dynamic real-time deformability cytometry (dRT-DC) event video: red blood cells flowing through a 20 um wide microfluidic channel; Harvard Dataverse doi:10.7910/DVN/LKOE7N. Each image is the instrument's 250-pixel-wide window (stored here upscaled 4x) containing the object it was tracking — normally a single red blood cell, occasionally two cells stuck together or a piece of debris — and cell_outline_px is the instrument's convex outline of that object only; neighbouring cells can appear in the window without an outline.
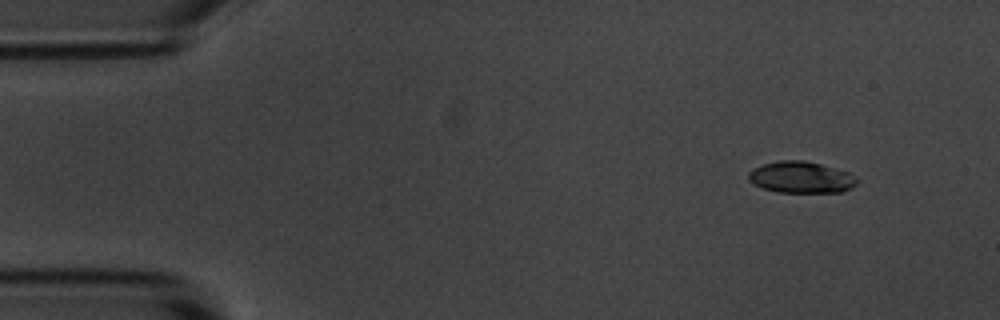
{"species": "common noctule bat (a hibernating species)", "species_latin": "Nyctalus noctula", "temperature_condition": "room temperature", "stored_images_in_passage": 10, "camera_frame_rate_fps": 3000, "um_per_image_px": 0.085, "animal": {"sex": "male", "body_mass_g": 20.1, "forearm_length_mm": 53.5}, "frame": {"image": 1, "passage_image": 1, "time_ms": 0.0, "image_size_px": [1000, 320], "cell_outline_px": [[860, 180], [852, 188], [844, 192], [780, 192], [764, 188], [752, 184], [748, 180], [748, 172], [764, 164], [780, 160], [804, 160], [820, 164], [848, 172], [856, 176]], "centroid_in_image_um": [68.13, 15.07], "position_along_channel_um": 16.9, "area_um2": 19.94}}